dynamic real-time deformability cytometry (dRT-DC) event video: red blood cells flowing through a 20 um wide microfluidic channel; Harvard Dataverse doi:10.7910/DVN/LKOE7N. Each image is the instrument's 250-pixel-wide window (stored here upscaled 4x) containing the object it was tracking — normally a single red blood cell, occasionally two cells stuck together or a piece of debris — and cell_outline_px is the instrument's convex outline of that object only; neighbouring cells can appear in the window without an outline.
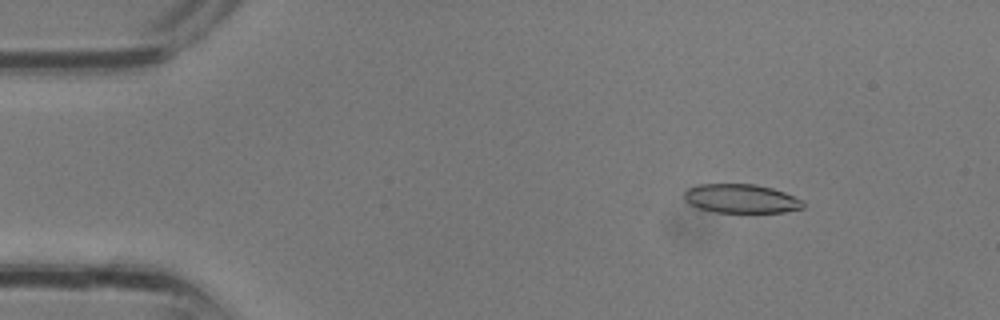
{"species": "common noctule bat (a hibernating species)", "species_latin": "Nyctalus noctula", "temperature_condition": "room temperature", "stored_images_in_passage": 30, "camera_frame_rate_fps": 3000, "um_per_image_px": 0.085, "animal": {"sex": "male", "body_mass_g": 13.3}, "frame": {"image": 1, "passage_image": 2, "time_ms": 0.333, "image_size_px": [1000, 320], "cell_outline_px": [[804, 208], [784, 212], [716, 212], [700, 208], [684, 200], [684, 192], [688, 188], [700, 184], [756, 184], [772, 188], [784, 192], [804, 200]], "centroid_in_image_um": [63.03, 16.88], "position_along_channel_um": 22.0, "area_um2": 20.0}}
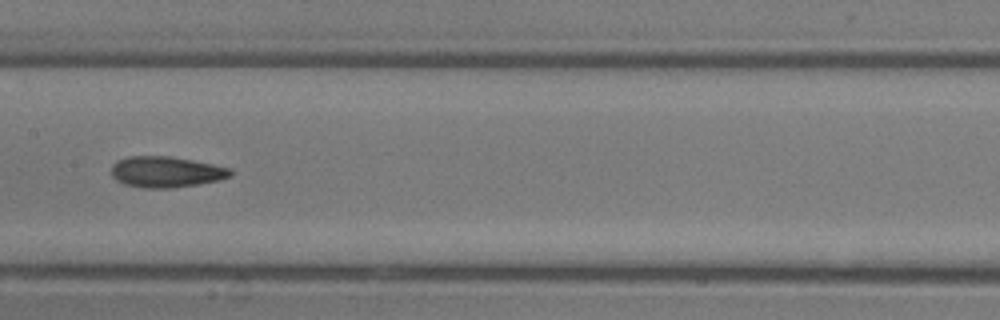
{"frame": {"image": 2, "passage_image": 14, "time_ms": 4.333, "image_size_px": [1000, 320], "cell_outline_px": [[232, 176], [220, 180], [200, 184], [172, 188], [144, 188], [124, 184], [116, 180], [112, 176], [112, 164], [116, 160], [128, 156], [168, 156], [192, 160], [232, 168]], "centroid_in_image_um": [14.12, 14.61], "position_along_channel_um": 193.3, "area_um2": 21.68}}
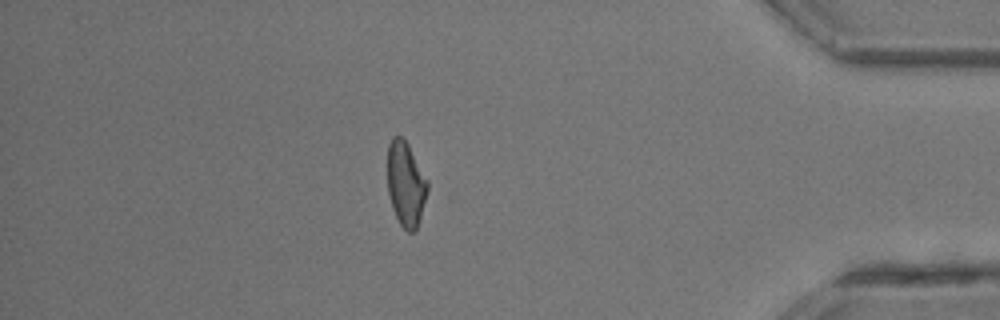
{"frame": {"image": 3, "passage_image": 26, "time_ms": 8.333, "image_size_px": [1000, 320], "cell_outline_px": [[428, 188], [416, 232], [408, 232], [400, 224], [392, 208], [388, 192], [388, 144], [392, 136], [400, 136], [408, 144], [428, 180]], "centroid_in_image_um": [34.49, 15.64], "position_along_channel_um": 400.7, "area_um2": 19.65}}